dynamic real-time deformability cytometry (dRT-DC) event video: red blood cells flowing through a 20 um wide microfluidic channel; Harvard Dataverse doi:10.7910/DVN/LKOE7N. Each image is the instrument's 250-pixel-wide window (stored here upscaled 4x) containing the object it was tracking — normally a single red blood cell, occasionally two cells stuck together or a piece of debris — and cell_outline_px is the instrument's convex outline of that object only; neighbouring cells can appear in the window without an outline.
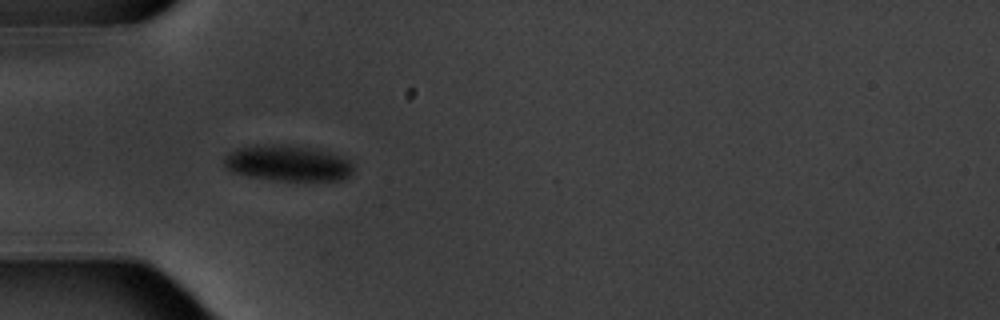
{"species": "common noctule bat (a hibernating species)", "species_latin": "Nyctalus noctula", "temperature_condition": "warm", "stored_images_in_passage": 6, "camera_frame_rate_fps": 3000, "um_per_image_px": 0.085, "animal": {"sex": "male", "body_mass_g": 20.1, "forearm_length_mm": 53.5}, "frame": {"image": 1, "passage_image": 4, "time_ms": 3.667, "image_size_px": [1000, 320], "cell_outline_px": [[352, 172], [348, 176], [340, 180], [276, 180], [248, 176], [232, 172], [224, 164], [224, 156], [228, 152], [236, 148], [256, 144], [304, 148], [340, 156], [348, 160], [352, 164]], "centroid_in_image_um": [24.37, 13.89], "position_along_channel_um": 60.6, "area_um2": 26.18}}